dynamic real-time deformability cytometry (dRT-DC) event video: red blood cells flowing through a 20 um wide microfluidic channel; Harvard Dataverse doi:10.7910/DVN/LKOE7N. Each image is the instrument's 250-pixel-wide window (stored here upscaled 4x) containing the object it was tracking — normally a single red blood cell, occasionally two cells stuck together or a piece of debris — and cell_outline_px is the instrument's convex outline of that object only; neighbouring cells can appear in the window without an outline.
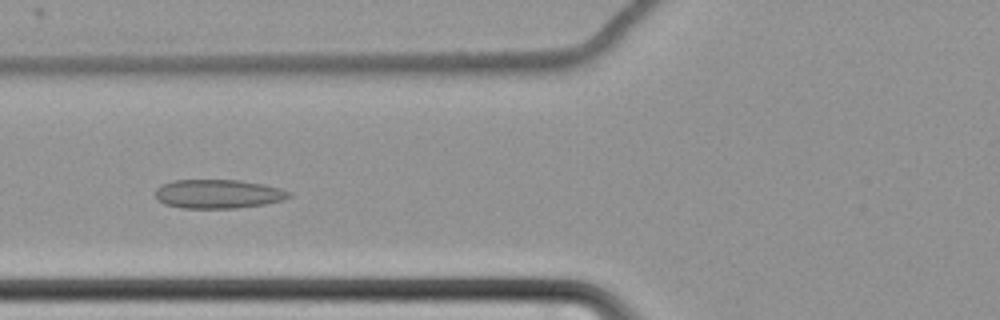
{"species": "common noctule bat (a hibernating species)", "species_latin": "Nyctalus noctula", "temperature_condition": "cold", "stored_images_in_passage": 46, "camera_frame_rate_fps": 3000, "um_per_image_px": 0.085, "animal": {"sex": "female", "body_mass_g": 22.7, "forearm_length_mm": 54.2}, "frame": {"image": 1, "passage_image": 23, "time_ms": 7.333, "image_size_px": [1000, 320], "cell_outline_px": [[292, 196], [284, 200], [264, 204], [236, 208], [180, 208], [164, 204], [156, 200], [156, 188], [160, 184], [172, 180], [240, 180], [264, 184], [280, 188], [292, 192]], "centroid_in_image_um": [18.53, 16.48], "position_along_channel_um": 107.3, "area_um2": 22.83}}
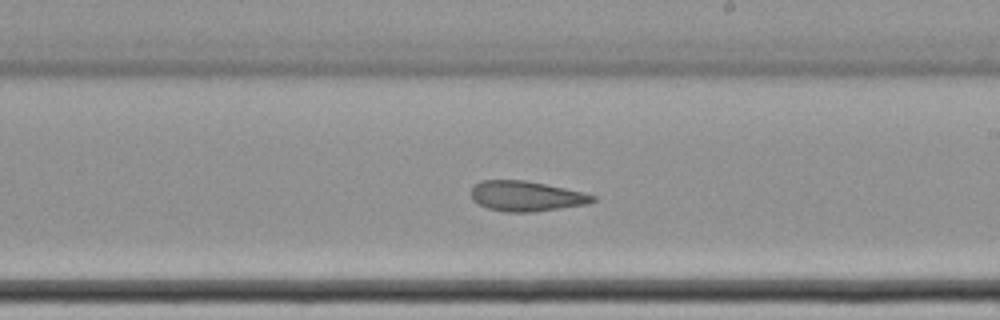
{"frame": {"image": 2, "passage_image": 35, "time_ms": 11.333, "image_size_px": [1000, 320], "cell_outline_px": [[596, 200], [588, 204], [536, 212], [504, 212], [488, 208], [472, 200], [472, 184], [480, 180], [524, 180], [584, 192], [596, 196]], "centroid_in_image_um": [44.73, 16.67], "position_along_channel_um": 244.3, "area_um2": 21.5}}
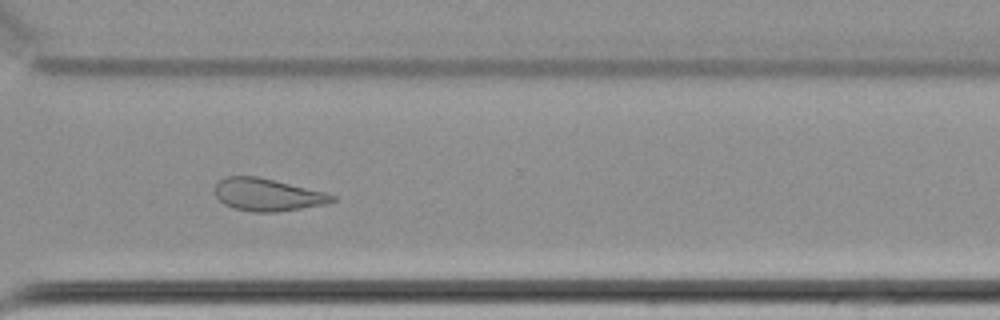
{"frame": {"image": 3, "passage_image": 44, "time_ms": 14.333, "image_size_px": [1000, 320], "cell_outline_px": [[336, 200], [324, 204], [276, 212], [252, 212], [236, 208], [224, 204], [216, 196], [216, 184], [224, 176], [256, 176], [324, 192], [336, 196]], "centroid_in_image_um": [22.71, 16.55], "position_along_channel_um": 347.9, "area_um2": 21.79}, "authors_computed_cell_mechanics": {"area_um2": 22.9177, "velocity_mm_per_s": 3.4268, "shape_relaxation_time_tau1_ms": null, "shape_relaxation_time_tau2_ms": 4.4748, "deformation_change_tau1": null, "deformation_change_tau2": 0.1053}}